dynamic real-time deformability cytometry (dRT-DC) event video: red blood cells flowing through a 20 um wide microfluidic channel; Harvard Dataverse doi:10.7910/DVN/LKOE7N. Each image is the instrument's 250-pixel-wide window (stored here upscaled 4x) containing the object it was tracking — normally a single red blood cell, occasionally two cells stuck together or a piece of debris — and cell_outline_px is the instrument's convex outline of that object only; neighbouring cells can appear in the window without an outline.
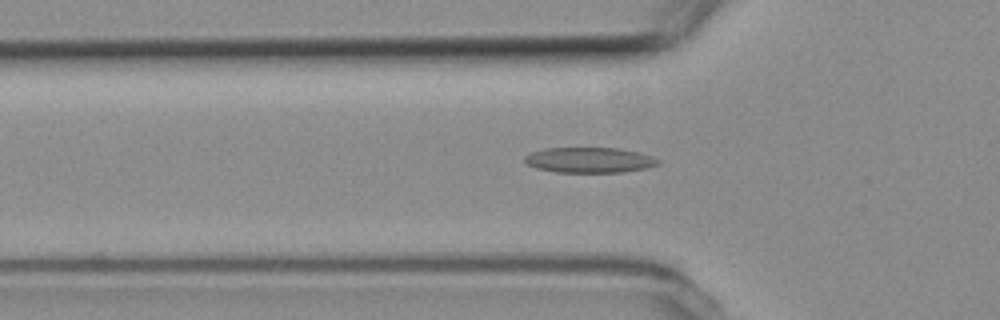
{"species": "common noctule bat (a hibernating species)", "species_latin": "Nyctalus noctula", "temperature_condition": "room temperature", "stored_images_in_passage": 49, "camera_frame_rate_fps": 3000, "um_per_image_px": 0.085, "animal": {"sex": "female", "body_mass_g": 19.3, "forearm_length_mm": 54.1}, "frame": {"image": 1, "passage_image": 12, "time_ms": 3.667, "image_size_px": [1000, 320], "cell_outline_px": [[660, 164], [648, 168], [624, 172], [556, 172], [536, 168], [528, 164], [524, 160], [524, 156], [532, 152], [548, 148], [616, 148], [636, 152], [660, 160]], "centroid_in_image_um": [50.1, 13.61], "position_along_channel_um": 75.7, "area_um2": 19.54}}
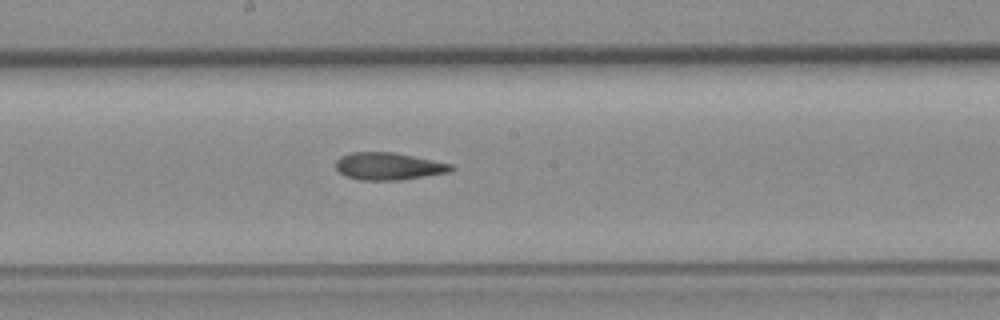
{"frame": {"image": 2, "passage_image": 23, "time_ms": 7.333, "image_size_px": [1000, 320], "cell_outline_px": [[456, 168], [452, 172], [400, 180], [360, 180], [344, 176], [336, 168], [336, 160], [340, 156], [352, 152], [396, 152], [452, 164]], "centroid_in_image_um": [33.05, 14.13], "position_along_channel_um": 215.1, "area_um2": 18.61}}
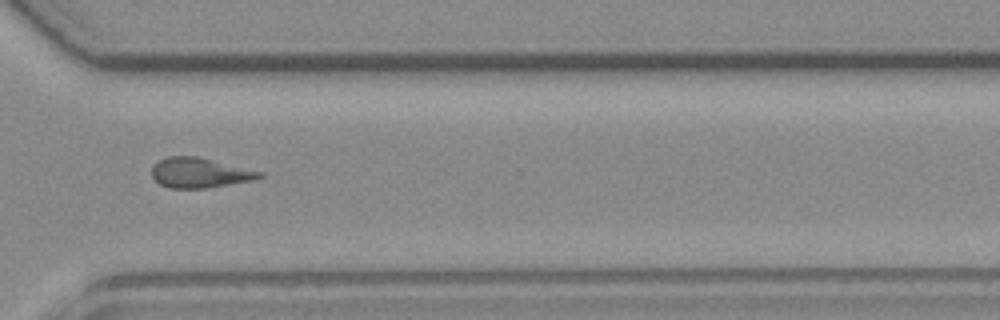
{"frame": {"image": 3, "passage_image": 34, "time_ms": 11.0, "image_size_px": [1000, 320], "cell_outline_px": [[264, 176], [252, 180], [208, 188], [168, 188], [160, 184], [152, 176], [152, 168], [160, 160], [168, 156], [196, 156], [264, 172]], "centroid_in_image_um": [16.98, 14.69], "position_along_channel_um": 353.6, "area_um2": 18.67}, "authors_computed_cell_mechanics": {"area_um2": 18.7272, "velocity_mm_per_s": 3.7761, "shape_relaxation_time_tau1_ms": null, "shape_relaxation_time_tau2_ms": 4.3298, "deformation_change_tau1": null, "deformation_change_tau2": 0.1361}}